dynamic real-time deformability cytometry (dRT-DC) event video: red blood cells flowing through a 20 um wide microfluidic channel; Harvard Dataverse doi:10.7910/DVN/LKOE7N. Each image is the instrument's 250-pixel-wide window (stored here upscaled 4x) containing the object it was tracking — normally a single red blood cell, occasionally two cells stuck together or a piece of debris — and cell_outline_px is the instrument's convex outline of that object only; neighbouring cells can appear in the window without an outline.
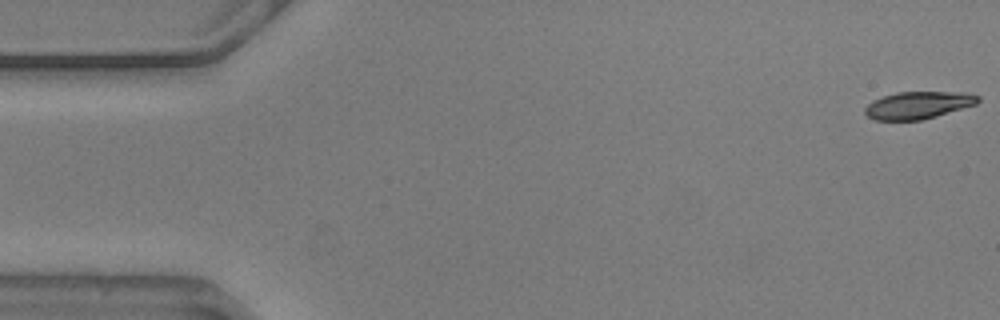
{"species": "common noctule bat (a hibernating species)", "species_latin": "Nyctalus noctula", "temperature_condition": "warm", "stored_images_in_passage": 13, "camera_frame_rate_fps": 3000, "um_per_image_px": 0.085, "animal": {"sex": "male", "body_mass_g": 20.5, "forearm_length_mm": 52.5}, "frame": {"image": 1, "passage_image": 1, "time_ms": 0.0, "image_size_px": [1000, 320], "cell_outline_px": [[980, 100], [976, 104], [936, 116], [920, 120], [872, 120], [864, 112], [864, 108], [872, 100], [896, 92], [972, 92], [980, 96]], "centroid_in_image_um": [78.05, 8.93], "position_along_channel_um": 6.9, "area_um2": 18.09}}